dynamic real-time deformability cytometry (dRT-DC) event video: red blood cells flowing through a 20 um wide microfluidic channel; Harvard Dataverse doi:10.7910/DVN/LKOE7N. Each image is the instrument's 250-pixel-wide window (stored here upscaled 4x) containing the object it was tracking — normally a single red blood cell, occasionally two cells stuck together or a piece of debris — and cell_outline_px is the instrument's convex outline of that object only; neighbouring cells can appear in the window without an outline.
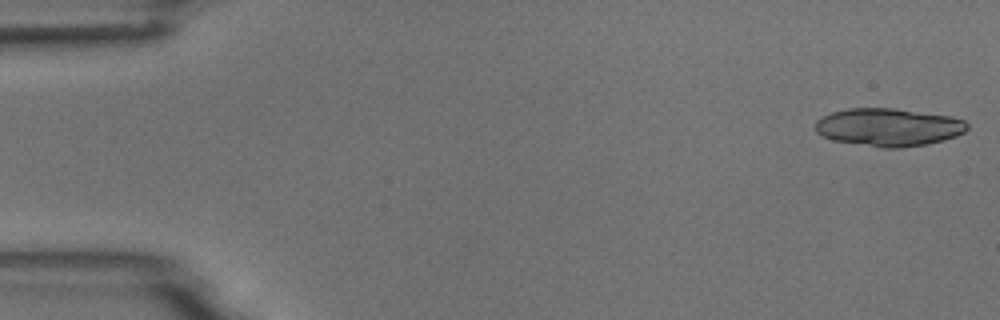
{"species": "common noctule bat (a hibernating species)", "species_latin": "Nyctalus noctula", "temperature_condition": "room temperature", "stored_images_in_passage": 6, "camera_frame_rate_fps": 3000, "um_per_image_px": 0.085, "animal": {"sex": "male", "body_mass_g": 18.8}, "frame": {"image": 1, "passage_image": 1, "time_ms": 0.0, "image_size_px": [1000, 320], "cell_outline_px": [[968, 128], [964, 132], [956, 136], [944, 140], [928, 144], [900, 148], [884, 148], [832, 140], [820, 136], [816, 132], [816, 120], [832, 112], [848, 108], [896, 108], [948, 116], [964, 120], [968, 124]], "centroid_in_image_um": [75.52, 10.82], "position_along_channel_um": 9.5, "area_um2": 33.64}}